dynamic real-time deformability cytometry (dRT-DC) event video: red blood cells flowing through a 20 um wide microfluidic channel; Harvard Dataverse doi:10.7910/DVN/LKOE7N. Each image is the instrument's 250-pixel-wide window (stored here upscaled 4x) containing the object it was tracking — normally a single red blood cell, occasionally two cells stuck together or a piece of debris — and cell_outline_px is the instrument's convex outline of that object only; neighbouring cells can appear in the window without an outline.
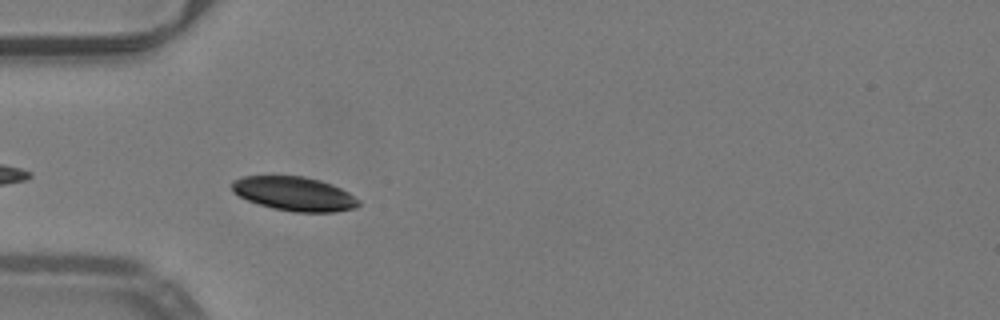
{"species": "common noctule bat (a hibernating species)", "species_latin": "Nyctalus noctula", "temperature_condition": "warm", "stored_images_in_passage": 6, "camera_frame_rate_fps": 3000, "um_per_image_px": 0.085, "animal": {"sex": "male", "body_mass_g": 19.2, "forearm_length_mm": 51.8}, "frame": {"image": 1, "passage_image": 3, "time_ms": 0.667, "image_size_px": [1000, 320], "cell_outline_px": [[360, 204], [356, 208], [336, 212], [292, 212], [272, 208], [248, 200], [232, 192], [232, 180], [244, 176], [272, 172], [304, 176], [320, 180], [332, 184], [348, 192], [360, 200]], "centroid_in_image_um": [24.98, 16.42], "position_along_channel_um": 60.0, "area_um2": 26.13}}